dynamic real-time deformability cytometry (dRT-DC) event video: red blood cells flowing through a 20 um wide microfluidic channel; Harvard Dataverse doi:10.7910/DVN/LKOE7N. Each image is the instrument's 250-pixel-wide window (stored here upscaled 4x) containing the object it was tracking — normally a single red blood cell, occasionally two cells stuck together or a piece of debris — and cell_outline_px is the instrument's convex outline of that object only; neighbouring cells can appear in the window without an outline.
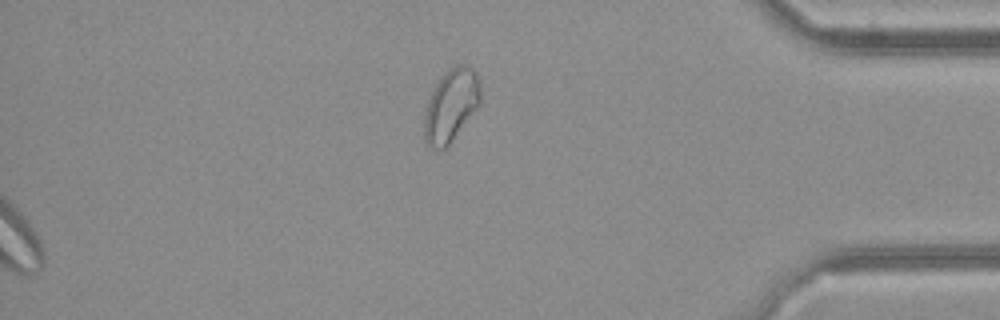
{"species": "common noctule bat (a hibernating species)", "species_latin": "Nyctalus noctula", "temperature_condition": "cold", "stored_images_in_passage": 35, "segment_of_instrument_passage": [2, 2], "camera_frame_rate_fps": 3000, "um_per_image_px": 0.085, "animal": {"sex": "female", "body_mass_g": 21.9}, "frame": {"image": 1, "passage_image": 35, "time_ms": 11.333, "image_size_px": [1000, 320], "cell_outline_px": [[480, 104], [448, 148], [432, 148], [424, 140], [424, 112], [428, 100], [440, 76], [448, 68], [456, 64], [468, 64], [476, 72], [480, 80]], "centroid_in_image_um": [38.35, 8.94], "position_along_channel_um": 396.9, "area_um2": 24.22}}